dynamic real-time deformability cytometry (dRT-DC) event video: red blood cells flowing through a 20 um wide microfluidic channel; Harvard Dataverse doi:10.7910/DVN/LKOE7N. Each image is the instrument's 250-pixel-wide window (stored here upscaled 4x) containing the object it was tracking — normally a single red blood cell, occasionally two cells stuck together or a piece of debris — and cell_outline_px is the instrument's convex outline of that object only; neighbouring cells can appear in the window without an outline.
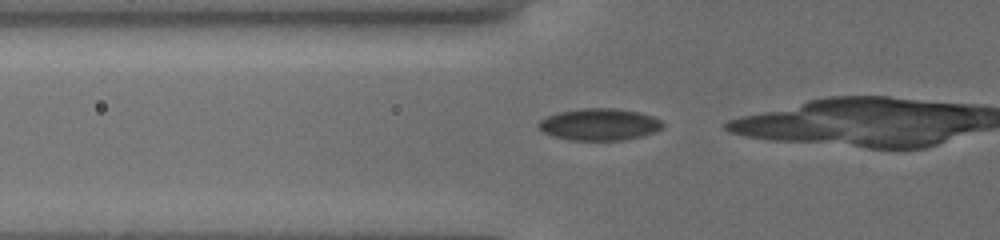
{"species": "common noctule bat (a hibernating species)", "species_latin": "Nyctalus noctula", "temperature_condition": "cold", "stored_images_in_passage": 12, "camera_frame_rate_fps": 3000, "um_per_image_px": 0.085, "animal": {"sex": "female", "body_mass_g": 19.5, "forearm_length_mm": 54.1}, "frame": {"image": 1, "passage_image": 9, "time_ms": 4.333, "image_size_px": [1000, 240], "cell_outline_px": [[664, 128], [656, 132], [624, 140], [568, 140], [552, 136], [544, 132], [536, 124], [540, 120], [548, 116], [560, 112], [580, 108], [616, 108], [640, 112], [652, 116], [660, 120], [664, 124]], "centroid_in_image_um": [50.97, 10.57], "position_along_channel_um": 74.8, "area_um2": 23.18}}
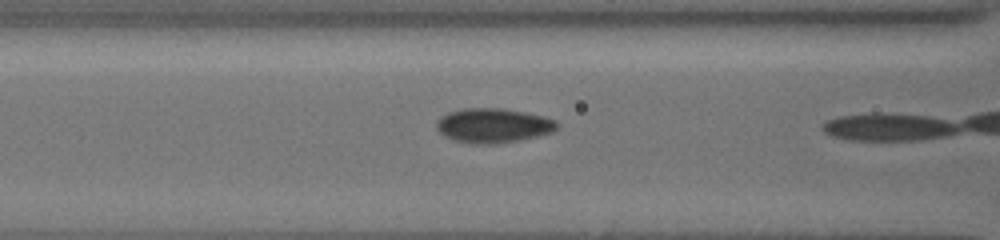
{"frame": {"image": 2, "passage_image": 11, "time_ms": 5.667, "image_size_px": [1000, 240], "cell_outline_px": [[560, 124], [552, 132], [520, 140], [496, 144], [472, 144], [456, 140], [440, 132], [436, 128], [436, 120], [440, 116], [448, 112], [464, 108], [500, 108], [524, 112], [544, 116], [556, 120]], "centroid_in_image_um": [41.93, 10.66], "position_along_channel_um": 124.7, "area_um2": 24.22}}